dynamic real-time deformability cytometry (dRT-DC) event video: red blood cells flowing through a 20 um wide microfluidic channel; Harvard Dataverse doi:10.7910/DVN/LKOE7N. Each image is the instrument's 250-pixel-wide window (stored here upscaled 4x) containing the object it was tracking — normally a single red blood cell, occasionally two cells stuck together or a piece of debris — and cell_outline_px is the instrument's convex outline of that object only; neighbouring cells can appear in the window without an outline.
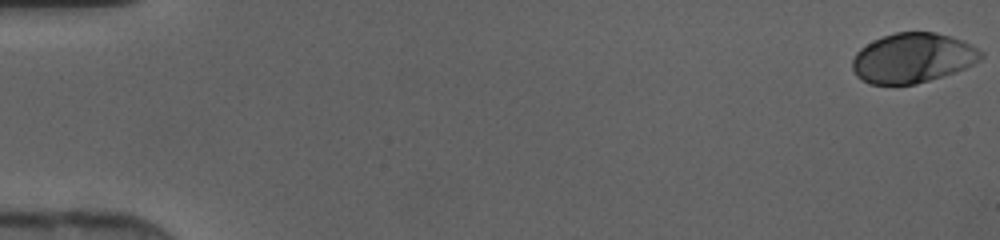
{"species": "human", "species_latin": "Homo sapiens", "temperature_condition": "cold", "stored_images_in_passage": 47, "camera_frame_rate_fps": 3000, "um_per_image_px": 0.085, "donor": {"sex": "female"}, "frame": {"image": 1, "passage_image": 1, "time_ms": 0.0, "image_size_px": [1000, 240], "cell_outline_px": [[984, 56], [980, 60], [964, 68], [916, 84], [868, 84], [860, 80], [856, 76], [852, 68], [852, 60], [856, 52], [860, 48], [872, 40], [896, 32], [936, 32], [964, 40], [984, 52]], "centroid_in_image_um": [77.56, 4.92], "position_along_channel_um": 7.4, "area_um2": 37.34}}
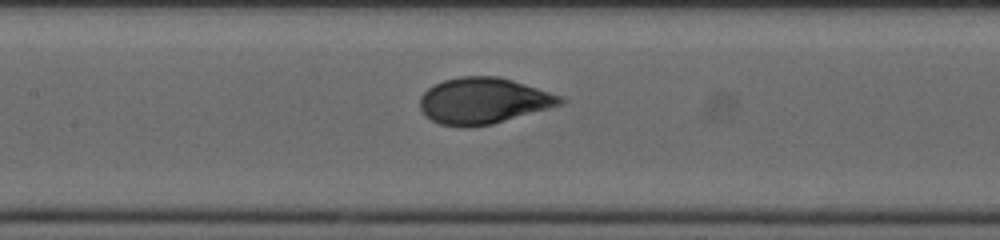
{"frame": {"image": 2, "passage_image": 23, "time_ms": 7.333, "image_size_px": [1000, 240], "cell_outline_px": [[564, 104], [492, 124], [468, 128], [464, 128], [440, 124], [424, 116], [420, 108], [420, 96], [432, 84], [444, 80], [460, 76], [496, 76], [512, 80], [564, 96]], "centroid_in_image_um": [41.07, 8.57], "position_along_channel_um": 166.3, "area_um2": 38.03}}
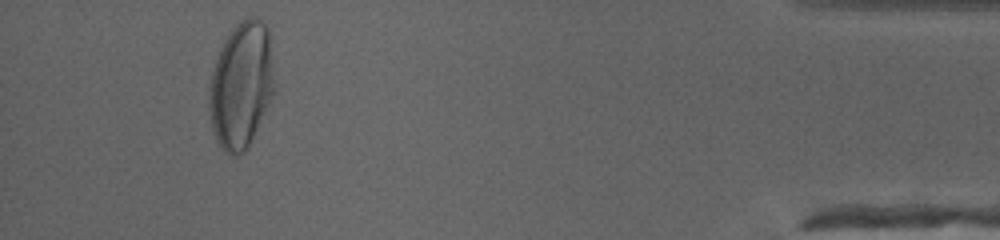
{"frame": {"image": 3, "passage_image": 44, "time_ms": 14.333, "image_size_px": [1000, 240], "cell_outline_px": [[276, 92], [248, 148], [244, 152], [236, 156], [232, 156], [224, 152], [216, 140], [212, 128], [208, 108], [208, 88], [212, 72], [220, 48], [224, 40], [232, 28], [236, 24], [248, 16], [256, 16], [268, 28], [276, 88]], "centroid_in_image_um": [20.52, 7.27], "position_along_channel_um": 414.7, "area_um2": 48.96}}